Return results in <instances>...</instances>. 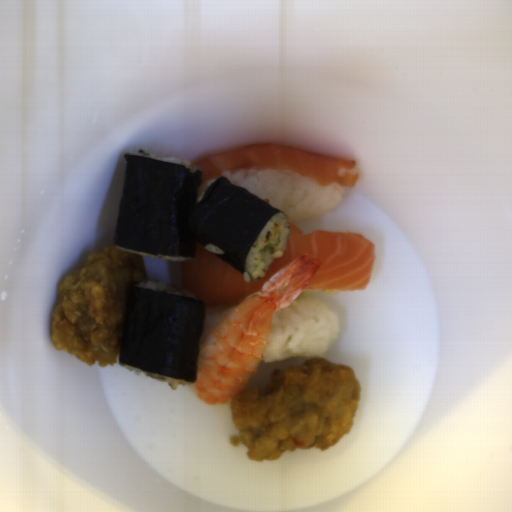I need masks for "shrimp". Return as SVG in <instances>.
<instances>
[{
    "label": "shrimp",
    "mask_w": 512,
    "mask_h": 512,
    "mask_svg": "<svg viewBox=\"0 0 512 512\" xmlns=\"http://www.w3.org/2000/svg\"><path fill=\"white\" fill-rule=\"evenodd\" d=\"M322 264L314 254L293 259L258 292L233 308L199 343L196 397L205 405L229 404L247 393L260 362L275 313L290 306L306 289Z\"/></svg>",
    "instance_id": "shrimp-1"
}]
</instances>
